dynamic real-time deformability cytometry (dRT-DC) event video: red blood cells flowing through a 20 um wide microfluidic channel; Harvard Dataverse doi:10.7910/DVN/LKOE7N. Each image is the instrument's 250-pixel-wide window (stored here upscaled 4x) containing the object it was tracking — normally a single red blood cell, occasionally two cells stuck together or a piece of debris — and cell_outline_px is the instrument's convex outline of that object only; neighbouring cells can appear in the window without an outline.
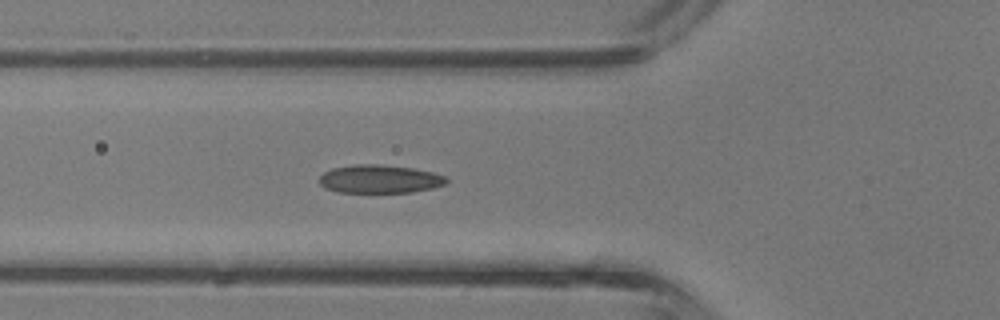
{"species": "common noctule bat (a hibernating species)", "species_latin": "Nyctalus noctula", "temperature_condition": "room temperature", "stored_images_in_passage": 27, "camera_frame_rate_fps": 3000, "um_per_image_px": 0.085, "animal": {"sex": "male", "body_mass_g": 13.3}, "frame": {"image": 1, "passage_image": 2, "time_ms": 0.333, "image_size_px": [1000, 320], "cell_outline_px": [[448, 180], [444, 184], [432, 188], [412, 192], [340, 192], [324, 188], [320, 184], [320, 176], [324, 172], [332, 168], [352, 164], [380, 164], [412, 168], [432, 172], [444, 176]], "centroid_in_image_um": [32.24, 15.21], "position_along_channel_um": 93.6, "area_um2": 20.87}}
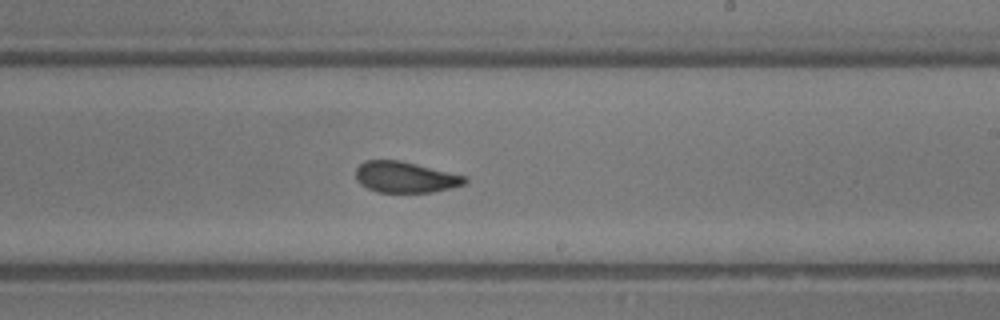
{"frame": {"image": 2, "passage_image": 12, "time_ms": 3.667, "image_size_px": [1000, 320], "cell_outline_px": [[468, 180], [464, 184], [432, 192], [376, 192], [360, 184], [356, 180], [356, 168], [364, 160], [400, 160], [464, 176]], "centroid_in_image_um": [34.38, 15.05], "position_along_channel_um": 254.6, "area_um2": 19.48}}
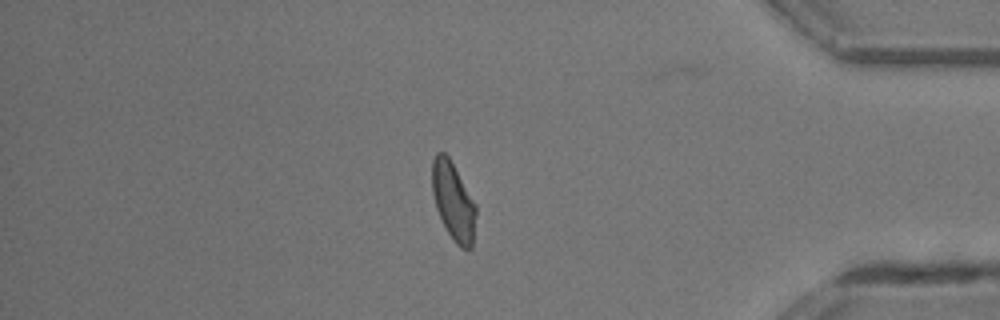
{"frame": {"image": 3, "passage_image": 23, "time_ms": 7.333, "image_size_px": [1000, 320], "cell_outline_px": [[476, 212], [472, 248], [460, 248], [456, 244], [448, 232], [436, 208], [432, 192], [432, 160], [436, 152], [444, 152], [448, 156], [476, 204]], "centroid_in_image_um": [38.52, 17.09], "position_along_channel_um": 396.7, "area_um2": 19.71}}